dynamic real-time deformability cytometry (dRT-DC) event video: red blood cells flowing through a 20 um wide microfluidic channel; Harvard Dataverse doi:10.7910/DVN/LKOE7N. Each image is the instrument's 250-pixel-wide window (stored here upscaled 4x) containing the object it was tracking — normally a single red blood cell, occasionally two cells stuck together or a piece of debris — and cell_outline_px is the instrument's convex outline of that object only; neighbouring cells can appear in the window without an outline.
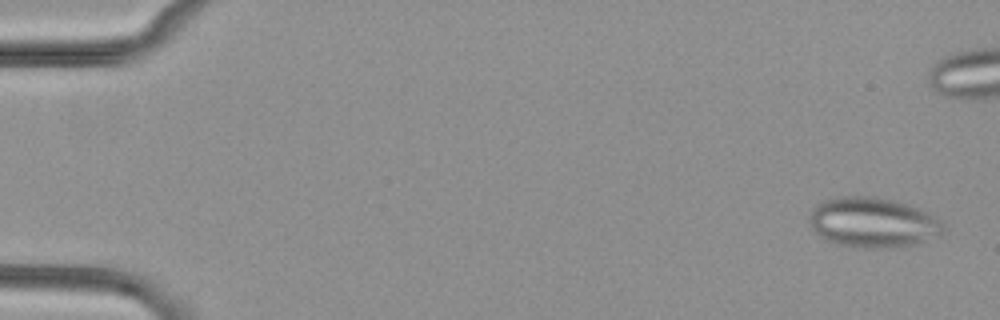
{"species": "common noctule bat (a hibernating species)", "species_latin": "Nyctalus noctula", "temperature_condition": "cold", "stored_images_in_passage": 6, "camera_frame_rate_fps": 3000, "um_per_image_px": 0.085, "animal": {"sex": "female", "body_mass_g": 29.2, "forearm_length_mm": 56.3}, "frame": {"image": 1, "passage_image": 1, "time_ms": 0.0, "image_size_px": [1000, 320], "cell_outline_px": [[944, 228], [940, 232], [912, 244], [896, 248], [864, 248], [836, 244], [824, 240], [812, 228], [808, 220], [808, 216], [812, 208], [824, 200], [840, 196], [876, 196], [896, 200], [908, 204], [928, 212], [940, 220], [944, 224]], "centroid_in_image_um": [74.12, 18.89], "position_along_channel_um": 10.9, "area_um2": 39.07}}